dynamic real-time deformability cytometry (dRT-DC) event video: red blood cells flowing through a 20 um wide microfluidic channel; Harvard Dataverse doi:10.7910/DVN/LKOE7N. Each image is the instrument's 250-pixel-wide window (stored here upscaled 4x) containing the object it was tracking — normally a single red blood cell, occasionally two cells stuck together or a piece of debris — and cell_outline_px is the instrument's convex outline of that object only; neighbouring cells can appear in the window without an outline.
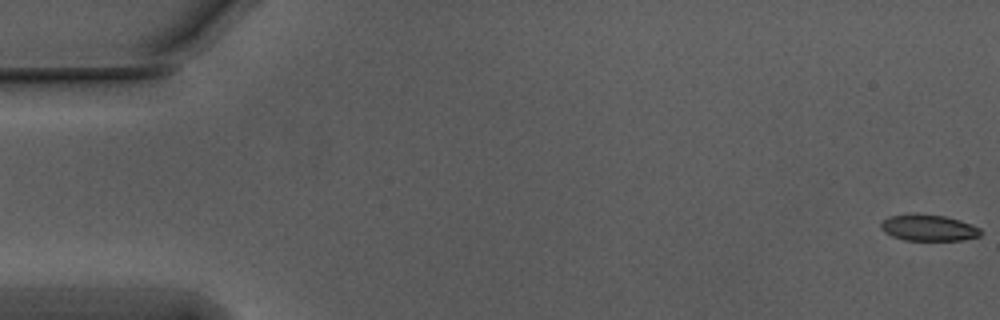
{"species": "Egyptian fruit bat (a non-hibernating species)", "species_latin": "Rousettus aegyptiacus", "temperature_condition": "warm", "stored_images_in_passage": 56, "camera_frame_rate_fps": 3000, "um_per_image_px": 0.085, "animal": {"sex": "male"}, "frame": {"image": 1, "passage_image": 1, "time_ms": 0.0, "image_size_px": [1000, 320], "cell_outline_px": [[980, 236], [964, 240], [904, 240], [892, 236], [884, 232], [880, 228], [880, 220], [888, 216], [912, 212], [916, 212], [944, 216], [960, 220], [972, 224], [980, 228]], "centroid_in_image_um": [78.86, 19.33], "position_along_channel_um": 6.1, "area_um2": 15.72}}
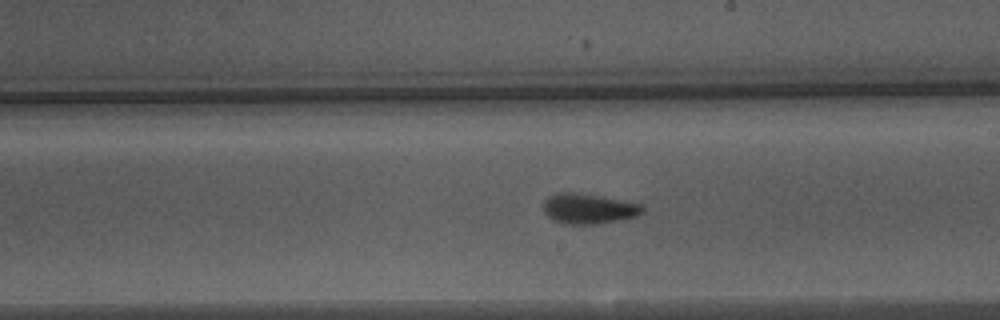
{"frame": {"image": 2, "passage_image": 32, "time_ms": 10.333, "image_size_px": [1000, 320], "cell_outline_px": [[644, 212], [636, 216], [596, 224], [564, 224], [552, 220], [544, 212], [544, 200], [548, 196], [556, 192], [572, 192], [600, 196], [640, 204], [644, 208]], "centroid_in_image_um": [49.98, 17.73], "position_along_channel_um": 239.0, "area_um2": 17.34}}
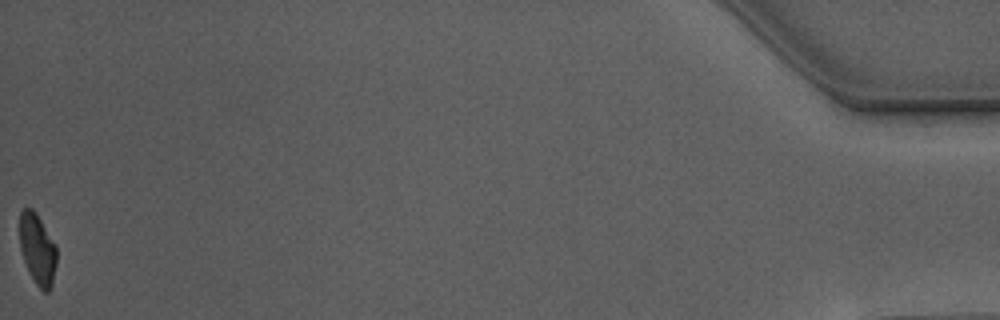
{"frame": {"image": 3, "passage_image": 56, "time_ms": 18.333, "image_size_px": [1000, 320], "cell_outline_px": [[56, 264], [52, 288], [48, 292], [44, 292], [36, 284], [24, 260], [20, 248], [20, 212], [24, 208], [32, 208], [36, 212], [56, 244]], "centroid_in_image_um": [3.2, 21.17], "position_along_channel_um": 432.0, "area_um2": 15.26}, "authors_computed_cell_mechanics": {"area_um2": 16.473, "velocity_mm_per_s": 3.7551, "shape_relaxation_time_tau1_ms": 6.0875, "shape_relaxation_time_tau2_ms": 2.7916, "deformation_change_tau1": 0.1814, "deformation_change_tau2": 0.0954}}